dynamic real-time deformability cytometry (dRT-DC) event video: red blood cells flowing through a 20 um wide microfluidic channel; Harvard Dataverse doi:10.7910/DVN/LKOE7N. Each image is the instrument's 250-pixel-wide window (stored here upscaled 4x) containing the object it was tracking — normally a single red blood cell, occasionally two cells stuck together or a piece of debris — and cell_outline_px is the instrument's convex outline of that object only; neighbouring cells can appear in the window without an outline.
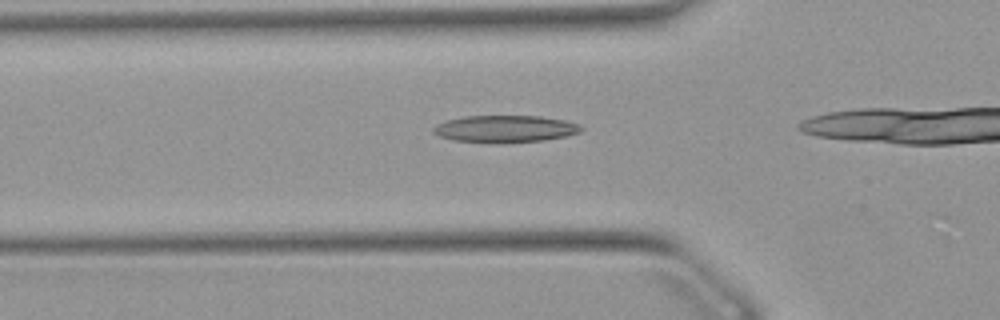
{"species": "Egyptian fruit bat (a non-hibernating species)", "species_latin": "Rousettus aegyptiacus", "temperature_condition": "warm", "stored_images_in_passage": 31, "camera_frame_rate_fps": 3000, "um_per_image_px": 0.085, "animal": {"sex": "female"}, "frame": {"image": 1, "passage_image": 8, "time_ms": 2.333, "image_size_px": [1000, 320], "cell_outline_px": [[584, 128], [580, 132], [564, 136], [544, 140], [500, 144], [452, 140], [440, 136], [432, 132], [432, 128], [436, 124], [444, 120], [464, 116], [540, 116], [564, 120], [580, 124]], "centroid_in_image_um": [42.9, 10.96], "position_along_channel_um": 82.9, "area_um2": 23.64}}
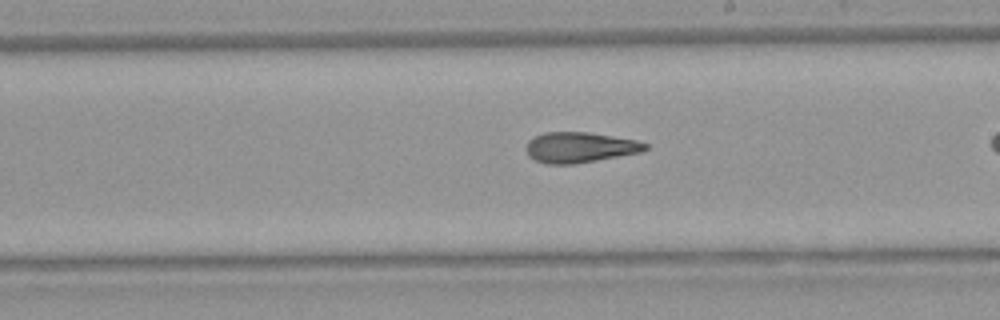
{"frame": {"image": 2, "passage_image": 20, "time_ms": 6.333, "image_size_px": [1000, 320], "cell_outline_px": [[648, 148], [640, 152], [596, 160], [572, 164], [544, 164], [528, 156], [524, 148], [528, 140], [544, 132], [588, 132], [636, 140], [648, 144]], "centroid_in_image_um": [49.23, 12.52], "position_along_channel_um": 239.8, "area_um2": 21.1}}
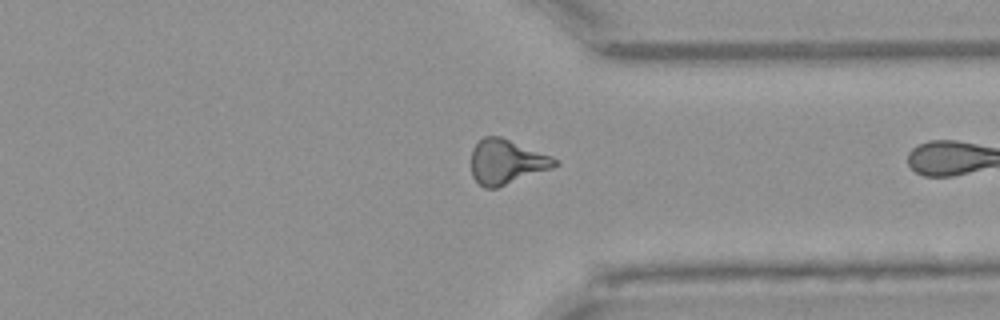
{"frame": {"image": 3, "passage_image": 30, "time_ms": 9.667, "image_size_px": [1000, 320], "cell_outline_px": [[560, 164], [552, 168], [496, 188], [484, 188], [472, 176], [472, 148], [484, 136], [500, 136], [552, 156]], "centroid_in_image_um": [43.05, 13.75], "position_along_channel_um": 368.4, "area_um2": 21.56}}